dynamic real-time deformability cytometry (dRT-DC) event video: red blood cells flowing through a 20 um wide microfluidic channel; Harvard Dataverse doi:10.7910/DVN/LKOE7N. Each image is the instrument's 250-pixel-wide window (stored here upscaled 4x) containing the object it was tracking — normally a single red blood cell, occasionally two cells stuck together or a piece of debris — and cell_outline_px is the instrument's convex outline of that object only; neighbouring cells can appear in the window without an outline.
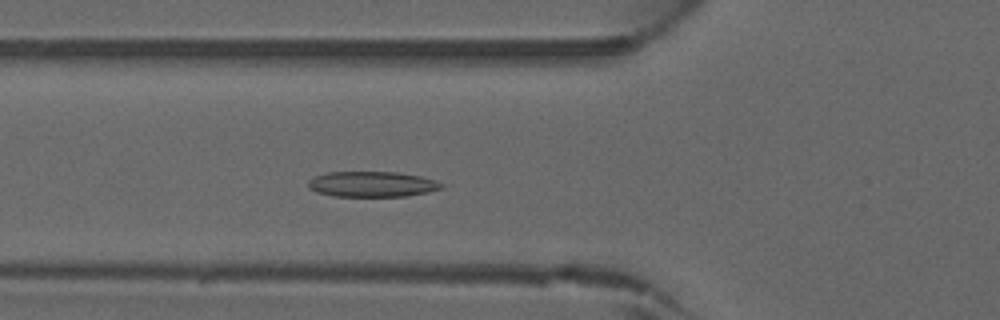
{"species": "common noctule bat (a hibernating species)", "species_latin": "Nyctalus noctula", "temperature_condition": "warm", "stored_images_in_passage": 37, "camera_frame_rate_fps": 3000, "um_per_image_px": 0.085, "animal": {"sex": "male", "forearm_length_mm": 52.5}, "frame": {"image": 1, "passage_image": 11, "time_ms": 3.333, "image_size_px": [1000, 320], "cell_outline_px": [[444, 188], [428, 192], [408, 196], [332, 196], [316, 192], [308, 188], [308, 180], [316, 176], [328, 172], [396, 172], [420, 176], [436, 180], [444, 184]], "centroid_in_image_um": [31.64, 15.66], "position_along_channel_um": 94.2, "area_um2": 19.88}}
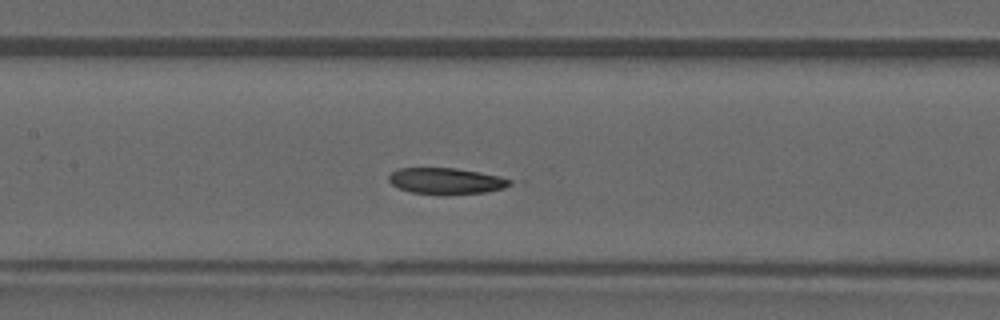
{"frame": {"image": 2, "passage_image": 16, "time_ms": 5.0, "image_size_px": [1000, 320], "cell_outline_px": [[512, 184], [504, 188], [484, 192], [444, 196], [440, 196], [412, 192], [400, 188], [392, 184], [388, 180], [388, 176], [396, 168], [456, 168], [480, 172], [500, 176], [512, 180]], "centroid_in_image_um": [37.92, 15.4], "position_along_channel_um": 169.5, "area_um2": 18.84}}